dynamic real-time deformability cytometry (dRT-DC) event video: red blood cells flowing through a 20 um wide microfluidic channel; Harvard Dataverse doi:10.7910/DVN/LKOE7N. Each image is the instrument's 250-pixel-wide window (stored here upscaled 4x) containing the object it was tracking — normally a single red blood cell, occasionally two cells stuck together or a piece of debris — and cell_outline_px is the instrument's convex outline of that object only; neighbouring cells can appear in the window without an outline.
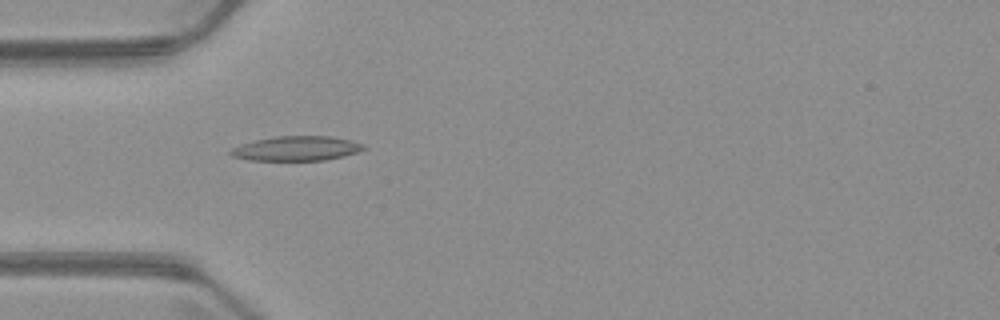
{"species": "common noctule bat (a hibernating species)", "species_latin": "Nyctalus noctula", "temperature_condition": "warm", "stored_images_in_passage": 3, "camera_frame_rate_fps": 3000, "um_per_image_px": 0.085, "animal": {"sex": "male", "body_mass_g": 23.1, "forearm_length_mm": 52.7}, "frame": {"image": 1, "passage_image": 3, "time_ms": 4.333, "image_size_px": [1000, 320], "cell_outline_px": [[368, 148], [344, 156], [324, 160], [248, 160], [232, 156], [228, 152], [232, 148], [256, 140], [276, 136], [332, 136], [352, 140], [364, 144]], "centroid_in_image_um": [25.25, 12.61], "position_along_channel_um": 59.8, "area_um2": 19.02}}